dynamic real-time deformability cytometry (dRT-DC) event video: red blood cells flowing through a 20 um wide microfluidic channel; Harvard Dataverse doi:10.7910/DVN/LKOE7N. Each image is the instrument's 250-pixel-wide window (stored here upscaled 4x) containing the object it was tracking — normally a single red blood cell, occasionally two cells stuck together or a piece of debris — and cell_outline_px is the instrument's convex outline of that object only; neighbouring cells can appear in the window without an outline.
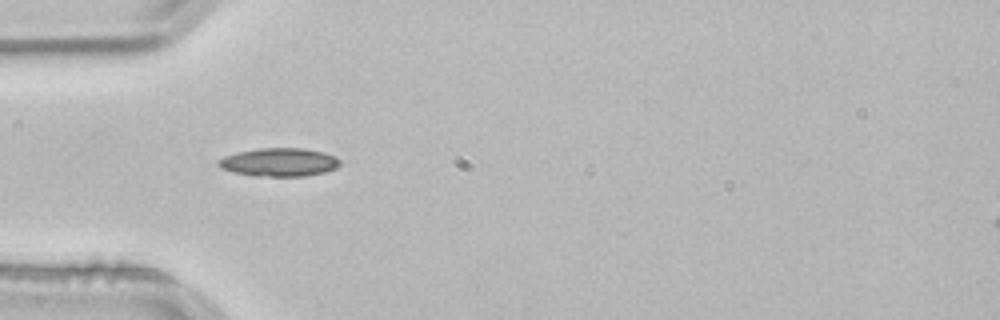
{"species": "common noctule bat (a hibernating species)", "species_latin": "Nyctalus noctula", "temperature_condition": "room temperature", "stored_images_in_passage": 1, "camera_frame_rate_fps": 3000, "um_per_image_px": 0.085, "animal": {"sex": "male", "body_mass_g": 21.5, "forearm_length_mm": 52.0}, "frame": {"image": 1, "passage_image": 1, "time_ms": 0.0, "image_size_px": [1000, 320], "cell_outline_px": [[340, 164], [336, 168], [324, 172], [304, 176], [256, 176], [232, 172], [220, 168], [216, 164], [216, 160], [224, 156], [236, 152], [260, 148], [304, 148], [324, 152], [336, 156], [340, 160]], "centroid_in_image_um": [23.7, 13.78], "position_along_channel_um": 61.3, "area_um2": 20.29}}